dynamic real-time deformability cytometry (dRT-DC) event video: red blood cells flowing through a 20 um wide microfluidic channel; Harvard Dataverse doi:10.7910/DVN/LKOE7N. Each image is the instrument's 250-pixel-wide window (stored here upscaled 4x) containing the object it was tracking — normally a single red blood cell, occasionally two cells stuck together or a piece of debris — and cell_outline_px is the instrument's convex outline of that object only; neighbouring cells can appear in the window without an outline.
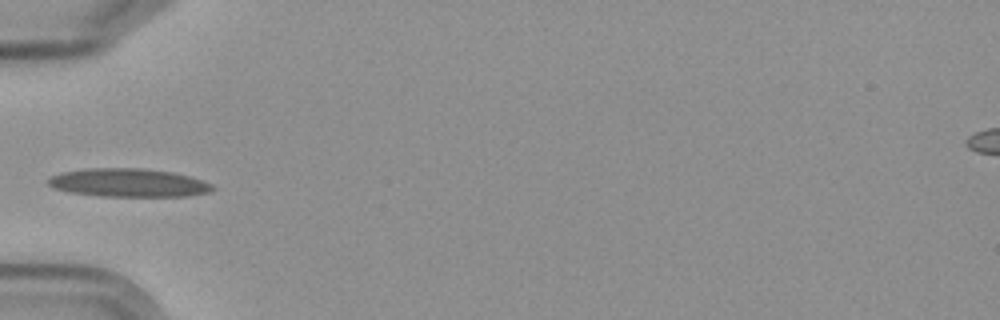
{"species": "Egyptian fruit bat (a non-hibernating species)", "species_latin": "Rousettus aegyptiacus", "temperature_condition": "cold", "stored_images_in_passage": 5, "camera_frame_rate_fps": 3000, "um_per_image_px": 0.085, "frame": {"image": 1, "passage_image": 5, "time_ms": 4.667, "image_size_px": [1000, 320], "cell_outline_px": [[216, 188], [212, 192], [188, 196], [100, 196], [68, 192], [52, 188], [48, 184], [48, 180], [52, 176], [64, 172], [84, 168], [144, 168], [172, 172], [192, 176], [204, 180], [212, 184]], "centroid_in_image_um": [10.98, 15.53], "position_along_channel_um": 74.0, "area_um2": 27.46}}